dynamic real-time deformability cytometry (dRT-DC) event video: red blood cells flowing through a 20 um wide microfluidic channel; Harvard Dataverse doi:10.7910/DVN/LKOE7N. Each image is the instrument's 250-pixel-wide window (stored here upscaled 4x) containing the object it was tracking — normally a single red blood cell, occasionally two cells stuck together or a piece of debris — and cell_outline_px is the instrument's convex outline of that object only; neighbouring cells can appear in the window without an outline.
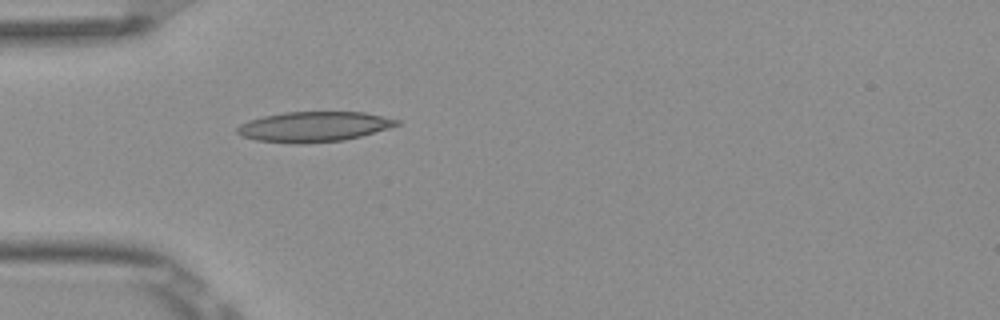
{"species": "Egyptian fruit bat (a non-hibernating species)", "species_latin": "Rousettus aegyptiacus", "temperature_condition": "room temperature", "stored_images_in_passage": 4, "camera_frame_rate_fps": 3000, "um_per_image_px": 0.085, "frame": {"image": 1, "passage_image": 4, "time_ms": 1.0, "image_size_px": [1000, 320], "cell_outline_px": [[400, 124], [388, 128], [360, 136], [344, 140], [300, 144], [292, 144], [256, 140], [240, 136], [236, 132], [236, 128], [240, 124], [248, 120], [264, 116], [284, 112], [364, 112], [400, 120]], "centroid_in_image_um": [26.63, 10.77], "position_along_channel_um": 58.4, "area_um2": 28.09}}